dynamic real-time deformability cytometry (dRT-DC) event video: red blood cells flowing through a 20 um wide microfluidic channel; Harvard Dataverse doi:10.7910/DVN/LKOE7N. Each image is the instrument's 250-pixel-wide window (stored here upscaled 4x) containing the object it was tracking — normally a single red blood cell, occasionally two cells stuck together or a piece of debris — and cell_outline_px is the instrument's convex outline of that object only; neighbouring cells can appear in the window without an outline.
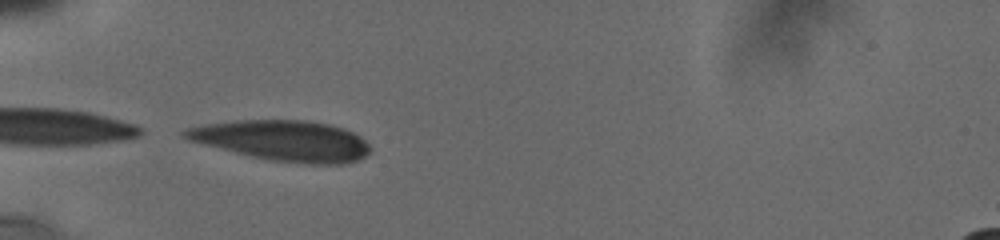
{"species": "human", "species_latin": "Homo sapiens", "temperature_condition": "cold", "stored_images_in_passage": 5, "camera_frame_rate_fps": 3000, "um_per_image_px": 0.085, "donor": {"sex": "male"}, "frame": {"image": 1, "passage_image": 4, "time_ms": 3.0, "image_size_px": [1000, 240], "cell_outline_px": [[372, 148], [364, 156], [356, 160], [344, 164], [312, 164], [272, 160], [252, 156], [188, 140], [180, 136], [180, 132], [184, 128], [200, 124], [236, 120], [308, 120], [328, 124], [344, 128], [360, 136]], "centroid_in_image_um": [24.0, 11.93], "position_along_channel_um": 61.0, "area_um2": 43.7}}